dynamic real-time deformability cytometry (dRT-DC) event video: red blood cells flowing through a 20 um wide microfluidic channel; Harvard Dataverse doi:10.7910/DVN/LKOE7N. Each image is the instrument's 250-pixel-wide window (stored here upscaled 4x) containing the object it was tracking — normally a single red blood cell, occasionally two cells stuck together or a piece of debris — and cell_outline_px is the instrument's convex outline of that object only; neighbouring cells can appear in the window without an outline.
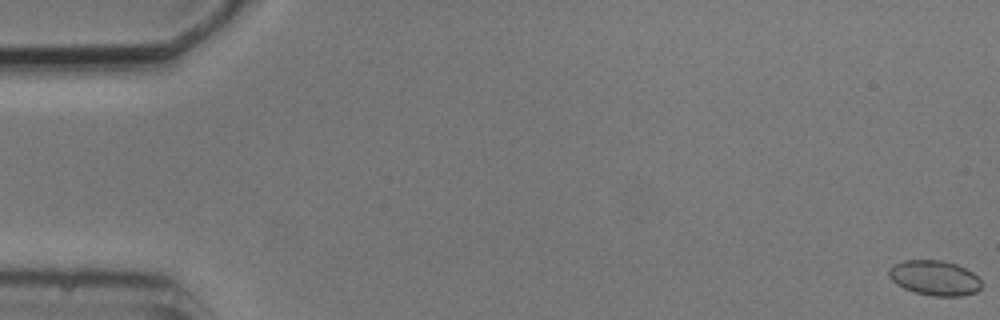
{"species": "common noctule bat (a hibernating species)", "species_latin": "Nyctalus noctula", "temperature_condition": "cold", "stored_images_in_passage": 8, "camera_frame_rate_fps": 3000, "um_per_image_px": 0.085, "animal": {"sex": "male", "body_mass_g": 20.5, "forearm_length_mm": 52.5}, "frame": {"image": 1, "passage_image": 1, "time_ms": 0.0, "image_size_px": [1000, 320], "cell_outline_px": [[980, 288], [976, 292], [960, 296], [932, 296], [916, 292], [904, 288], [896, 284], [888, 276], [888, 268], [892, 264], [904, 260], [940, 260], [956, 264], [972, 272], [980, 280]], "centroid_in_image_um": [79.39, 23.61], "position_along_channel_um": 5.6, "area_um2": 18.84}}
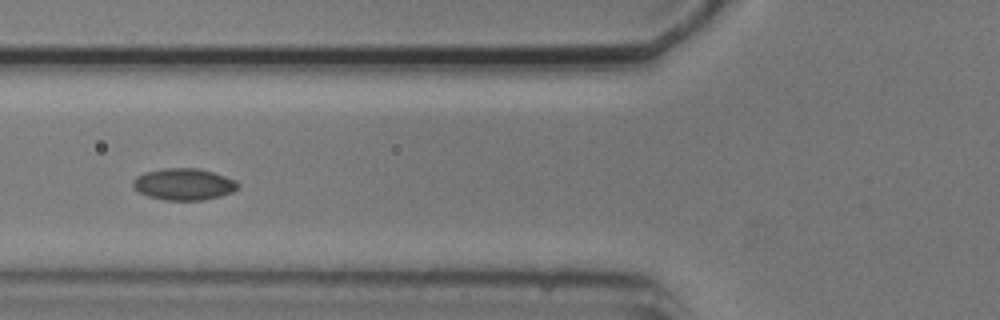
{"frame": {"image": 2, "passage_image": 7, "time_ms": 7.0, "image_size_px": [1000, 320], "cell_outline_px": [[240, 188], [232, 192], [220, 196], [204, 200], [164, 200], [148, 196], [132, 188], [132, 180], [136, 176], [144, 172], [164, 168], [200, 168], [236, 180], [240, 184]], "centroid_in_image_um": [15.62, 15.66], "position_along_channel_um": 110.2, "area_um2": 19.59}}
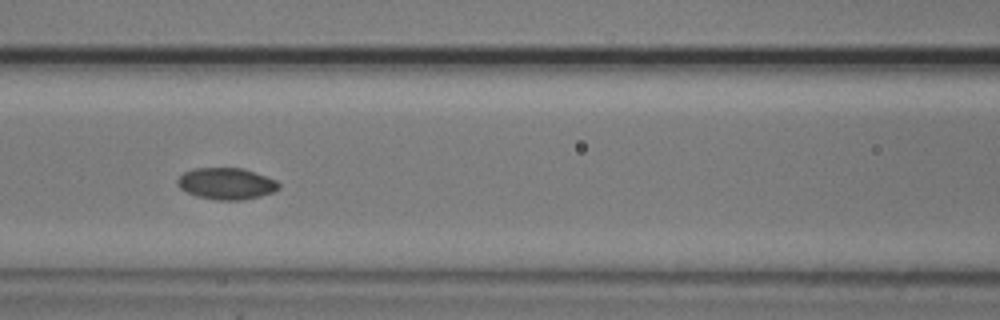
{"frame": {"image": 3, "passage_image": 8, "time_ms": 8.0, "image_size_px": [1000, 320], "cell_outline_px": [[280, 188], [272, 192], [260, 196], [240, 200], [216, 200], [196, 196], [180, 188], [176, 184], [176, 180], [184, 172], [192, 168], [244, 168], [276, 180], [280, 184]], "centroid_in_image_um": [19.22, 15.6], "position_along_channel_um": 147.4, "area_um2": 18.67}}